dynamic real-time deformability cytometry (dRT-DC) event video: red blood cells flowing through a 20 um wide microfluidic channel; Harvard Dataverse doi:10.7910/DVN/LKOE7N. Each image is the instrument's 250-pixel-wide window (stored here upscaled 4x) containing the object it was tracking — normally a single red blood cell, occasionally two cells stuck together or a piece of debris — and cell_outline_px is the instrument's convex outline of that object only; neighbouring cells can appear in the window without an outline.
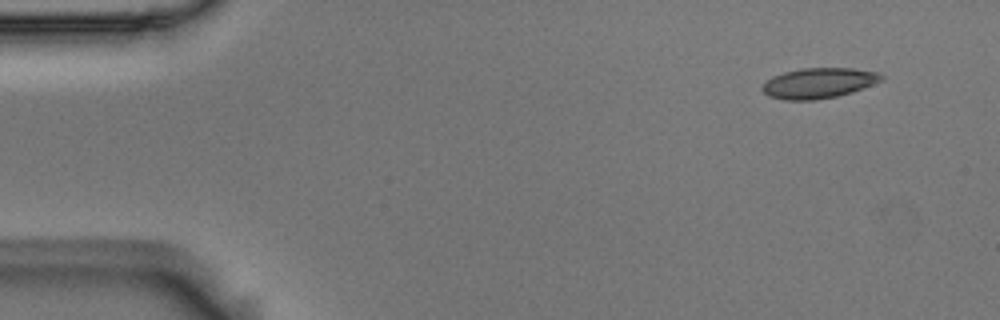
{"species": "Egyptian fruit bat (a non-hibernating species)", "species_latin": "Rousettus aegyptiacus", "temperature_condition": "room temperature", "stored_images_in_passage": 8, "camera_frame_rate_fps": 3000, "um_per_image_px": 0.085, "animal": {"sex": "male"}, "frame": {"image": 1, "passage_image": 2, "time_ms": 0.333, "image_size_px": [1000, 320], "cell_outline_px": [[884, 80], [852, 92], [836, 96], [812, 100], [784, 100], [768, 96], [760, 88], [772, 76], [784, 72], [804, 68], [852, 68], [880, 72], [884, 76]], "centroid_in_image_um": [69.61, 7.06], "position_along_channel_um": 15.4, "area_um2": 21.1}}
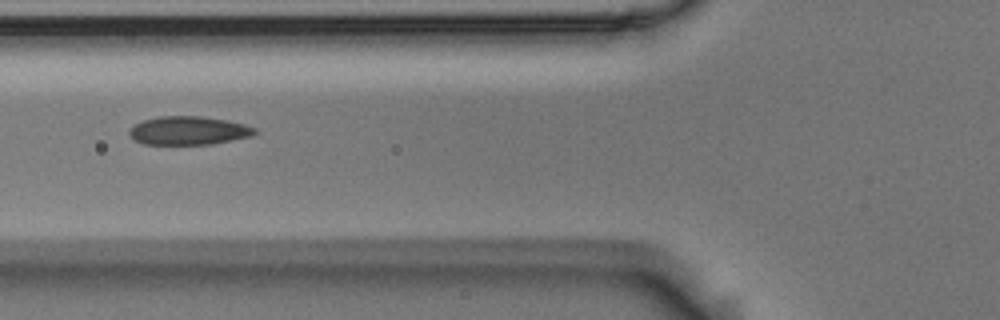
{"frame": {"image": 2, "passage_image": 6, "time_ms": 1.667, "image_size_px": [1000, 320], "cell_outline_px": [[260, 132], [252, 136], [212, 144], [144, 144], [136, 140], [128, 132], [128, 128], [144, 120], [160, 116], [200, 116], [228, 120], [244, 124], [256, 128]], "centroid_in_image_um": [16.08, 11.09], "position_along_channel_um": 109.7, "area_um2": 20.87}}
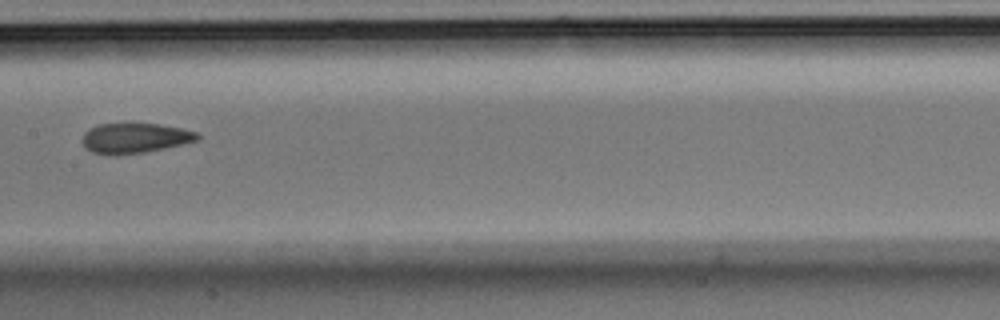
{"frame": {"image": 3, "passage_image": 8, "time_ms": 2.333, "image_size_px": [1000, 320], "cell_outline_px": [[200, 140], [164, 148], [144, 152], [92, 152], [84, 148], [84, 132], [100, 124], [160, 124], [180, 128], [196, 132], [200, 136]], "centroid_in_image_um": [11.54, 11.7], "position_along_channel_um": 195.9, "area_um2": 19.25}}